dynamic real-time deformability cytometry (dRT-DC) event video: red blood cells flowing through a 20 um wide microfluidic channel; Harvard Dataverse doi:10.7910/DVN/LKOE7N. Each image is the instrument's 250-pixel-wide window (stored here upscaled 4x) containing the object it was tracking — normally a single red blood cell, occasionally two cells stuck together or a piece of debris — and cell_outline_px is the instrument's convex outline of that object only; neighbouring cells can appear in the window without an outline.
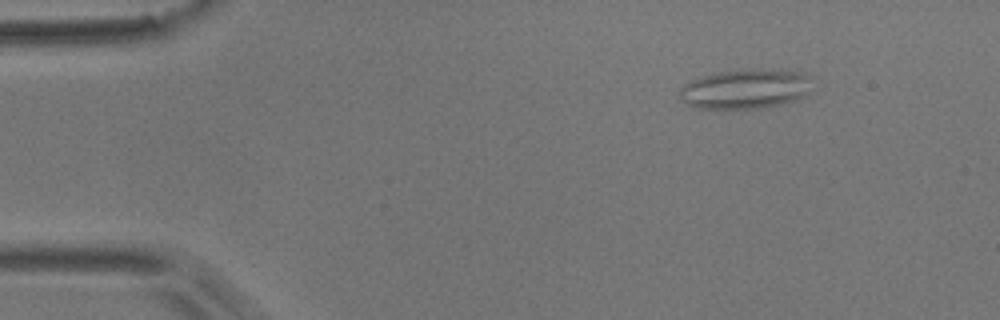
{"species": "common noctule bat (a hibernating species)", "species_latin": "Nyctalus noctula", "temperature_condition": "room temperature", "stored_images_in_passage": 45, "camera_frame_rate_fps": 3000, "um_per_image_px": 0.085, "animal": {"sex": "male", "body_mass_g": 17.9}, "frame": {"image": 1, "passage_image": 7, "time_ms": 2.0, "image_size_px": [1000, 320], "cell_outline_px": [[808, 76], [804, 92], [796, 100], [764, 108], [692, 108], [680, 100], [680, 88], [684, 84], [692, 80], [704, 76], [720, 72], [800, 72]], "centroid_in_image_um": [63.19, 7.63], "position_along_channel_um": 21.8, "area_um2": 28.78}}
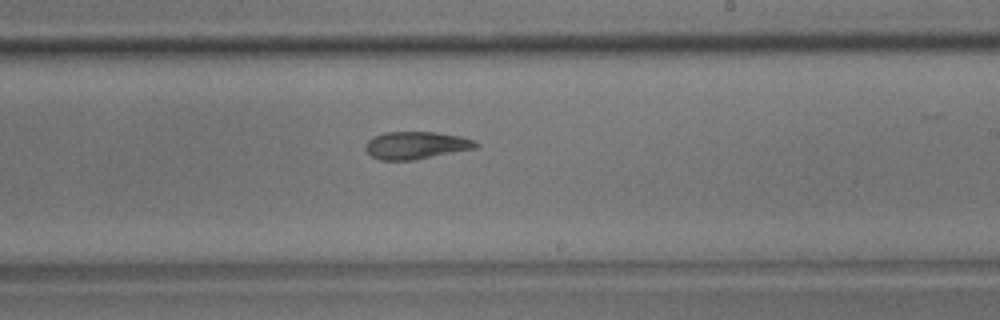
{"frame": {"image": 2, "passage_image": 32, "time_ms": 10.333, "image_size_px": [1000, 320], "cell_outline_px": [[480, 144], [476, 148], [412, 160], [380, 160], [372, 156], [364, 148], [364, 144], [368, 140], [384, 132], [436, 132], [460, 136], [472, 140]], "centroid_in_image_um": [35.34, 12.34], "position_along_channel_um": 253.7, "area_um2": 17.51}}
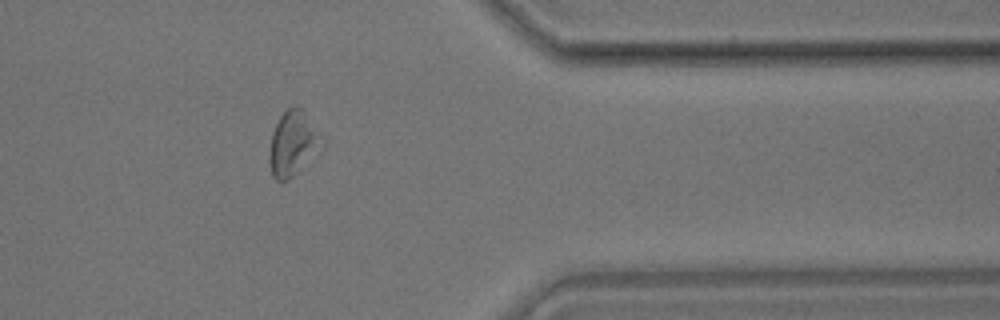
{"frame": {"image": 3, "passage_image": 44, "time_ms": 14.333, "image_size_px": [1000, 320], "cell_outline_px": [[328, 140], [324, 148], [288, 180], [276, 180], [272, 176], [268, 160], [268, 156], [272, 132], [280, 116], [288, 108], [296, 104], [304, 112]], "centroid_in_image_um": [24.96, 12.19], "position_along_channel_um": 386.4, "area_um2": 20.4}, "authors_computed_cell_mechanics": {"area_um2": 18.7272, "velocity_mm_per_s": 3.7101, "shape_relaxation_time_tau1_ms": null, "shape_relaxation_time_tau2_ms": 4.932, "deformation_change_tau1": null, "deformation_change_tau2": 0.1376}}